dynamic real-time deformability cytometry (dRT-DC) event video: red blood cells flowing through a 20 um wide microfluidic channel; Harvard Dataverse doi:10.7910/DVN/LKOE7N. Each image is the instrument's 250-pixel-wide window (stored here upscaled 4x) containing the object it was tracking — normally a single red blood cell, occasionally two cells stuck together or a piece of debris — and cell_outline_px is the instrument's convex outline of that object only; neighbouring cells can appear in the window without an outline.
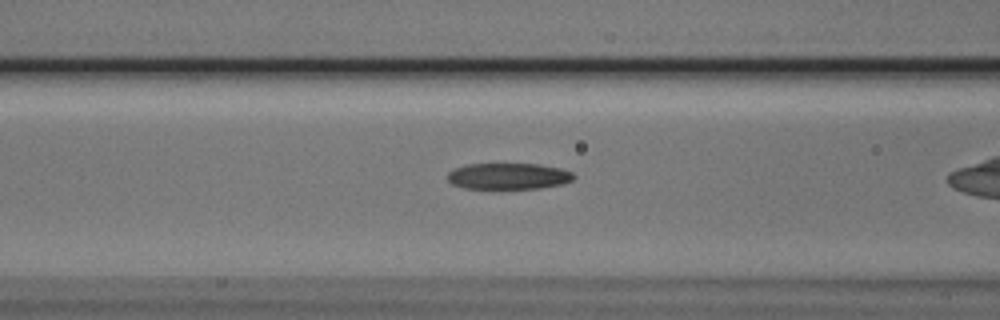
{"species": "Egyptian fruit bat (a non-hibernating species)", "species_latin": "Rousettus aegyptiacus", "temperature_condition": "cold", "stored_images_in_passage": 37, "camera_frame_rate_fps": 3000, "um_per_image_px": 0.085, "animal": {"sex": "male"}, "frame": {"image": 1, "passage_image": 16, "time_ms": 5.0, "image_size_px": [1000, 320], "cell_outline_px": [[576, 176], [572, 180], [560, 184], [540, 188], [464, 188], [452, 184], [448, 180], [448, 172], [456, 168], [468, 164], [540, 164], [560, 168], [572, 172]], "centroid_in_image_um": [43.23, 14.97], "position_along_channel_um": 123.4, "area_um2": 19.13}}
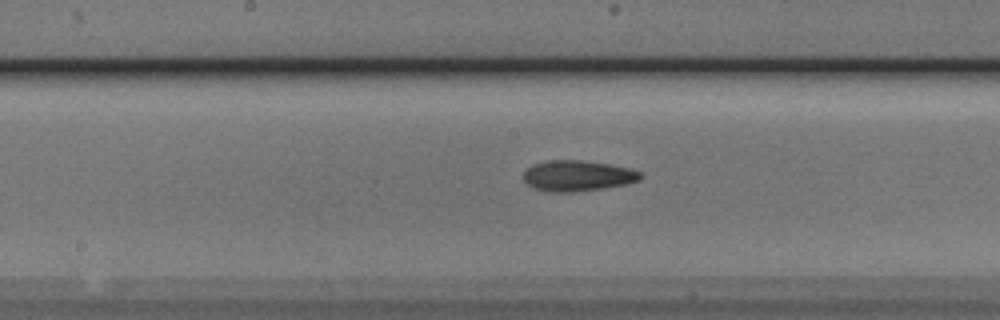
{"frame": {"image": 2, "passage_image": 22, "time_ms": 7.0, "image_size_px": [1000, 320], "cell_outline_px": [[644, 176], [640, 180], [624, 184], [576, 192], [548, 192], [532, 188], [524, 180], [524, 172], [532, 164], [548, 160], [580, 160], [608, 164], [628, 168], [640, 172]], "centroid_in_image_um": [49.06, 14.94], "position_along_channel_um": 199.1, "area_um2": 20.87}}